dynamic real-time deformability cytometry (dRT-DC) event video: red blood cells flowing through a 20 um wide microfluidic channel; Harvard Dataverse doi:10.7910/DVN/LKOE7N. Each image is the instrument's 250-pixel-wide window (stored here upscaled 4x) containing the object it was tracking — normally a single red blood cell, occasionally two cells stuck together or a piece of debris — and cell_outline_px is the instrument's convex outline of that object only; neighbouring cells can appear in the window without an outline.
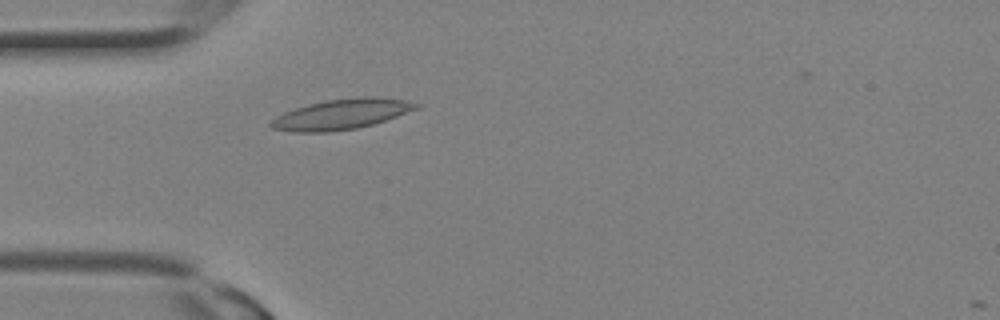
{"species": "Egyptian fruit bat (a non-hibernating species)", "species_latin": "Rousettus aegyptiacus", "temperature_condition": "room temperature", "stored_images_in_passage": 5, "camera_frame_rate_fps": 3000, "um_per_image_px": 0.085, "animal": {"sex": "female"}, "frame": {"image": 1, "passage_image": 4, "time_ms": 1.0, "image_size_px": [1000, 320], "cell_outline_px": [[424, 104], [420, 108], [372, 124], [356, 128], [328, 132], [292, 132], [272, 128], [268, 124], [276, 116], [284, 112], [308, 104], [324, 100], [360, 96], [376, 96], [404, 100]], "centroid_in_image_um": [29.04, 9.69], "position_along_channel_um": 56.0, "area_um2": 25.72}}